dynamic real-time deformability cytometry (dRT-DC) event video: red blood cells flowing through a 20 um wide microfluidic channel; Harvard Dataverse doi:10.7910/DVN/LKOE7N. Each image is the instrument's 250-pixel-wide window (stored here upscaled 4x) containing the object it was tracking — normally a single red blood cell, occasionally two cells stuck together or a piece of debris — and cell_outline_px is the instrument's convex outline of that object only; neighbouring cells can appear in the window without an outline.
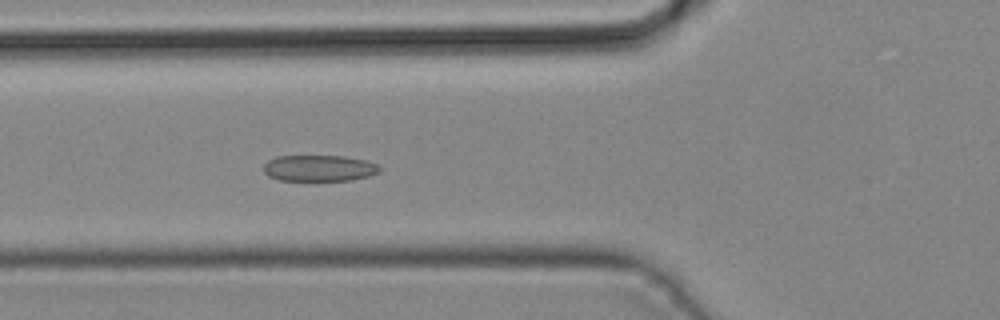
{"species": "common noctule bat (a hibernating species)", "species_latin": "Nyctalus noctula", "temperature_condition": "cold", "stored_images_in_passage": 28, "camera_frame_rate_fps": 3000, "um_per_image_px": 0.085, "animal": {"sex": "male", "body_mass_g": 19.2, "forearm_length_mm": 51.8}, "frame": {"image": 1, "passage_image": 6, "time_ms": 1.667, "image_size_px": [1000, 320], "cell_outline_px": [[380, 172], [368, 176], [352, 180], [280, 180], [268, 176], [264, 172], [264, 164], [268, 160], [276, 156], [344, 156], [364, 160], [380, 164]], "centroid_in_image_um": [27.14, 14.29], "position_along_channel_um": 98.7, "area_um2": 17.74}}
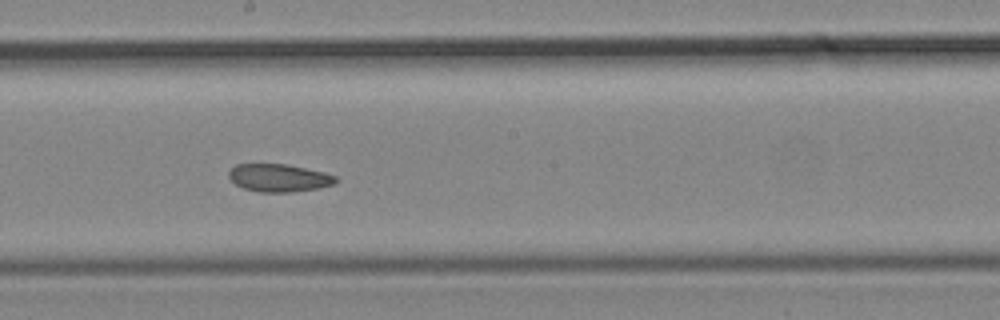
{"frame": {"image": 2, "passage_image": 14, "time_ms": 4.333, "image_size_px": [1000, 320], "cell_outline_px": [[336, 180], [332, 184], [316, 188], [292, 192], [260, 192], [244, 188], [236, 184], [228, 176], [228, 172], [236, 164], [288, 164], [324, 172], [336, 176]], "centroid_in_image_um": [23.68, 15.11], "position_along_channel_um": 224.5, "area_um2": 17.11}}
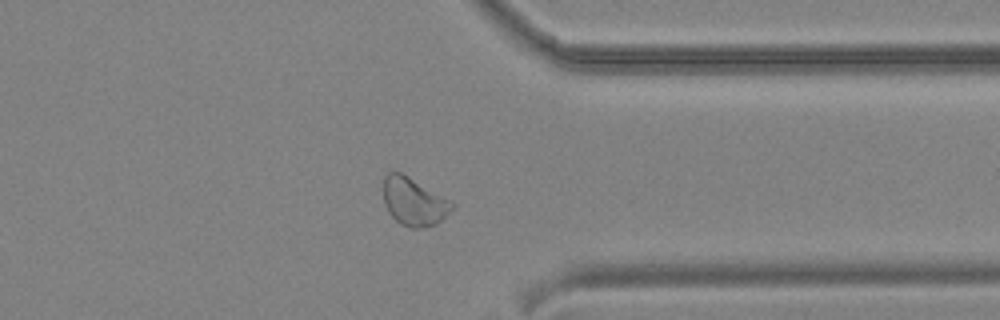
{"frame": {"image": 3, "passage_image": 24, "time_ms": 7.667, "image_size_px": [1000, 320], "cell_outline_px": [[456, 204], [436, 224], [420, 228], [412, 228], [400, 224], [388, 212], [384, 204], [384, 176], [388, 172], [400, 172], [408, 176], [452, 200]], "centroid_in_image_um": [35.17, 17.13], "position_along_channel_um": 376.2, "area_um2": 19.13}}